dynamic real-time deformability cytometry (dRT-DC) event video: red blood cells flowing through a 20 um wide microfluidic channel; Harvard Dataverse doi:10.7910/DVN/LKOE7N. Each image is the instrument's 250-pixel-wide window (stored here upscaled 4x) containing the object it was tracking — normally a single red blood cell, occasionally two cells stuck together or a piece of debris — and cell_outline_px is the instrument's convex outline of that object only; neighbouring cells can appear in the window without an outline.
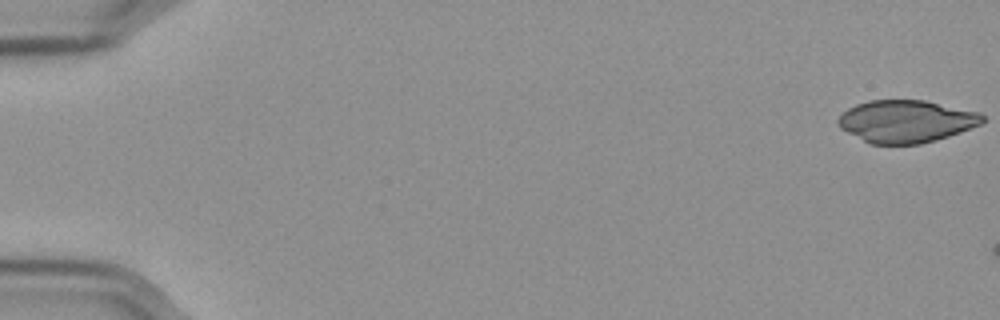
{"species": "Egyptian fruit bat (a non-hibernating species)", "species_latin": "Rousettus aegyptiacus", "temperature_condition": "cold", "stored_images_in_passage": 3, "camera_frame_rate_fps": 3000, "um_per_image_px": 0.085, "frame": {"image": 1, "passage_image": 1, "time_ms": 0.0, "image_size_px": [1000, 320], "cell_outline_px": [[984, 120], [980, 124], [960, 132], [936, 140], [920, 144], [872, 144], [840, 128], [836, 124], [836, 120], [848, 108], [856, 104], [868, 100], [924, 100], [980, 112], [984, 116]], "centroid_in_image_um": [77.01, 10.3], "position_along_channel_um": 8.0, "area_um2": 35.55}}